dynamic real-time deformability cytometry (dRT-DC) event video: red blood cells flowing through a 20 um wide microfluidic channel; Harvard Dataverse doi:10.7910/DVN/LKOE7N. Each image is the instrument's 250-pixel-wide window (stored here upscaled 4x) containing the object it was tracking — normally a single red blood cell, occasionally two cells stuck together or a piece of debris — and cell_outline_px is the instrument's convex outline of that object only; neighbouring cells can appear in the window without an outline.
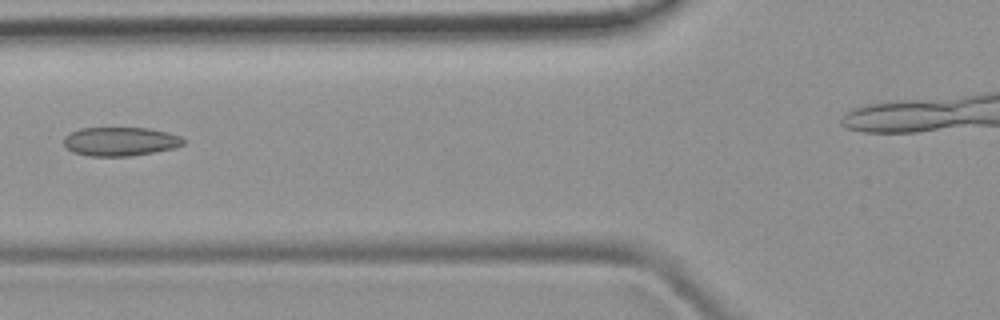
{"species": "common noctule bat (a hibernating species)", "species_latin": "Nyctalus noctula", "temperature_condition": "room temperature", "stored_images_in_passage": 5, "segment_of_instrument_passage": [1, 2], "camera_frame_rate_fps": 3000, "um_per_image_px": 0.085, "animal": {"sex": "female", "body_mass_g": 19.9}, "frame": {"image": 1, "passage_image": 3, "time_ms": 2.333, "image_size_px": [1000, 320], "cell_outline_px": [[184, 144], [176, 148], [156, 152], [132, 156], [88, 156], [72, 152], [64, 144], [64, 136], [80, 128], [148, 128], [180, 136], [184, 140]], "centroid_in_image_um": [10.22, 12.04], "position_along_channel_um": 115.6, "area_um2": 20.11}}
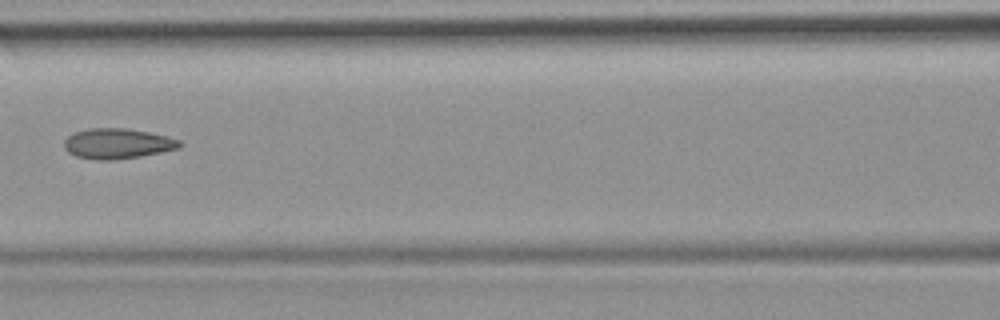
{"frame": {"image": 2, "passage_image": 4, "time_ms": 3.333, "image_size_px": [1000, 320], "cell_outline_px": [[184, 144], [180, 148], [140, 156], [112, 160], [96, 160], [76, 156], [68, 152], [64, 148], [64, 140], [68, 136], [76, 132], [88, 128], [128, 128], [148, 132], [180, 140]], "centroid_in_image_um": [9.98, 12.2], "position_along_channel_um": 156.6, "area_um2": 20.35}}